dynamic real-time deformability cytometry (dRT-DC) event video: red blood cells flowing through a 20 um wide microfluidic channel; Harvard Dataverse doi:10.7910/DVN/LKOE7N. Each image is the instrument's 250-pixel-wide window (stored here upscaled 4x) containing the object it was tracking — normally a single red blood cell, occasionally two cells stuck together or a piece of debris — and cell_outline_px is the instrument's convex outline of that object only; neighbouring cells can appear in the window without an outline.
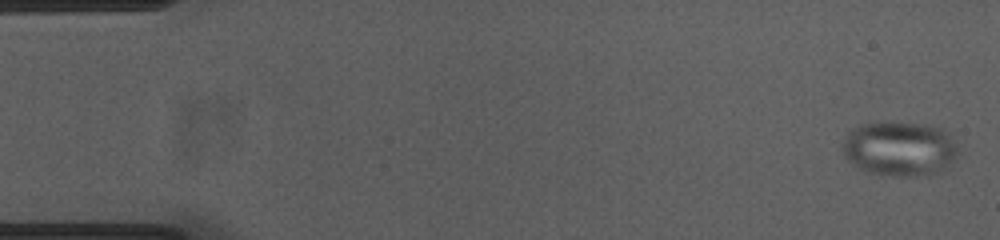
{"species": "common noctule bat (a hibernating species)", "species_latin": "Nyctalus noctula", "temperature_condition": "cold", "stored_images_in_passage": 16, "camera_frame_rate_fps": 3000, "um_per_image_px": 0.085, "animal": {"sex": "female", "body_mass_g": 23.0, "forearm_length_mm": 53.4}, "frame": {"image": 1, "passage_image": 1, "time_ms": 0.0, "image_size_px": [1000, 240], "cell_outline_px": [[964, 156], [928, 176], [892, 176], [864, 172], [856, 168], [844, 156], [844, 140], [848, 132], [864, 124], [924, 124], [944, 128], [948, 132]], "centroid_in_image_um": [76.55, 12.69], "position_along_channel_um": 8.5, "area_um2": 36.93}}